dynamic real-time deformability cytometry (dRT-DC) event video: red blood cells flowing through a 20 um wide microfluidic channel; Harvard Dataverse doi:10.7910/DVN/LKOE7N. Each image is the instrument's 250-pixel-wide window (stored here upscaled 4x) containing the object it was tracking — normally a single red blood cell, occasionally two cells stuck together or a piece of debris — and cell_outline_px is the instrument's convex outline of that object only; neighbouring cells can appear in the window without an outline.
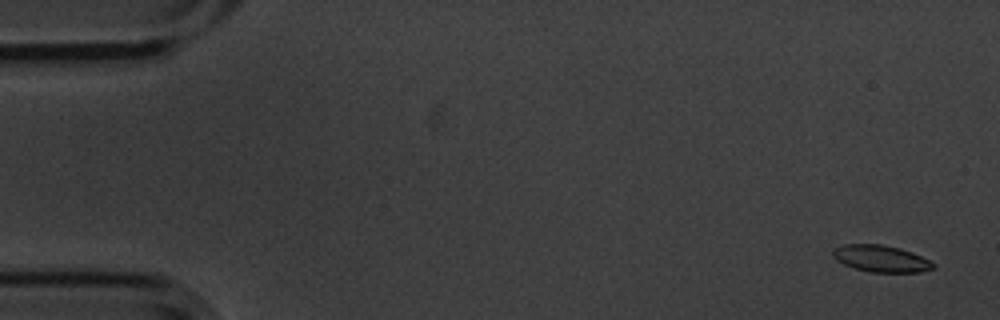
{"species": "common noctule bat (a hibernating species)", "species_latin": "Nyctalus noctula", "temperature_condition": "cold", "stored_images_in_passage": 5, "camera_frame_rate_fps": 3000, "um_per_image_px": 0.085, "animal": {"sex": "male", "body_mass_g": 20.1, "forearm_length_mm": 53.5}, "frame": {"image": 1, "passage_image": 1, "time_ms": 0.0, "image_size_px": [1000, 320], "cell_outline_px": [[936, 268], [920, 272], [872, 272], [856, 268], [844, 264], [836, 260], [832, 256], [832, 252], [836, 248], [844, 244], [880, 244], [900, 248], [912, 252], [936, 264]], "centroid_in_image_um": [74.9, 21.98], "position_along_channel_um": 10.1, "area_um2": 15.55}}
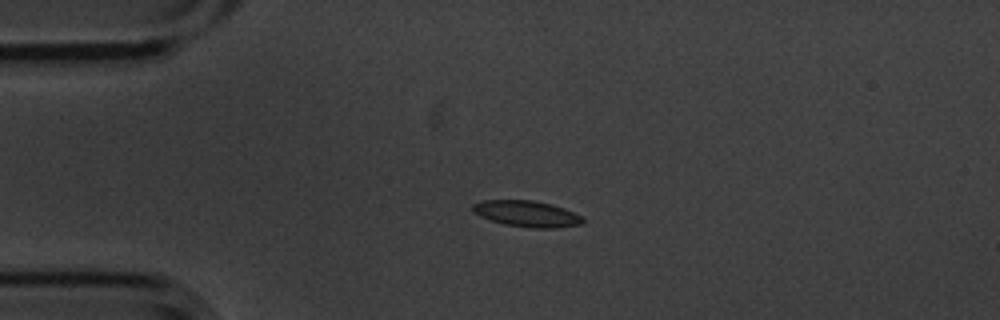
{"frame": {"image": 2, "passage_image": 4, "time_ms": 1.0, "image_size_px": [1000, 320], "cell_outline_px": [[584, 220], [580, 224], [552, 228], [532, 228], [504, 224], [480, 216], [472, 212], [472, 204], [484, 200], [532, 200], [552, 204], [564, 208], [580, 216]], "centroid_in_image_um": [44.74, 18.16], "position_along_channel_um": 40.3, "area_um2": 16.59}}